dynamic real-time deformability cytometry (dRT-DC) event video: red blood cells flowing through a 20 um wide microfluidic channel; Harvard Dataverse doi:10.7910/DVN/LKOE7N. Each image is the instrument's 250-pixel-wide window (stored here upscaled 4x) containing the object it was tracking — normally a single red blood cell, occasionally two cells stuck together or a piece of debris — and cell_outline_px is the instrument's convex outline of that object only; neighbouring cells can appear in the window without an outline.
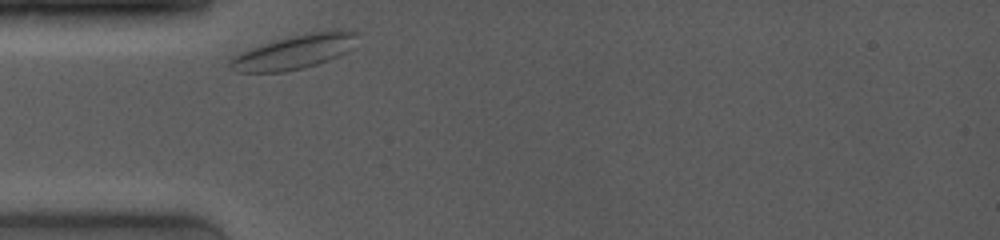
{"species": "common noctule bat (a hibernating species)", "species_latin": "Nyctalus noctula", "temperature_condition": "room temperature", "stored_images_in_passage": 16, "camera_frame_rate_fps": 4000, "um_per_image_px": 0.085, "animal": {"sex": "female", "body_mass_g": 19.0, "forearm_length_mm": 53.3}, "frame": {"image": 1, "passage_image": 1, "time_ms": 0.0, "image_size_px": [1000, 240], "cell_outline_px": [[356, 32], [348, 48], [344, 52], [328, 60], [304, 68], [284, 72], [236, 72], [228, 64], [228, 60], [232, 56], [240, 52], [276, 40], [292, 36], [312, 32], [348, 28]], "centroid_in_image_um": [24.93, 4.42], "position_along_channel_um": 60.1, "area_um2": 24.74}}
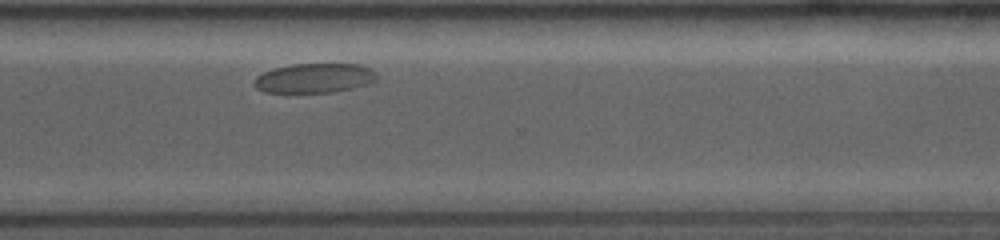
{"frame": {"image": 2, "passage_image": 16, "time_ms": 8.25, "image_size_px": [1000, 240], "cell_outline_px": [[376, 80], [352, 88], [332, 92], [264, 92], [256, 88], [252, 84], [256, 76], [272, 68], [292, 64], [360, 64], [372, 68], [376, 72]], "centroid_in_image_um": [26.7, 6.63], "position_along_channel_um": 343.9, "area_um2": 21.1}}